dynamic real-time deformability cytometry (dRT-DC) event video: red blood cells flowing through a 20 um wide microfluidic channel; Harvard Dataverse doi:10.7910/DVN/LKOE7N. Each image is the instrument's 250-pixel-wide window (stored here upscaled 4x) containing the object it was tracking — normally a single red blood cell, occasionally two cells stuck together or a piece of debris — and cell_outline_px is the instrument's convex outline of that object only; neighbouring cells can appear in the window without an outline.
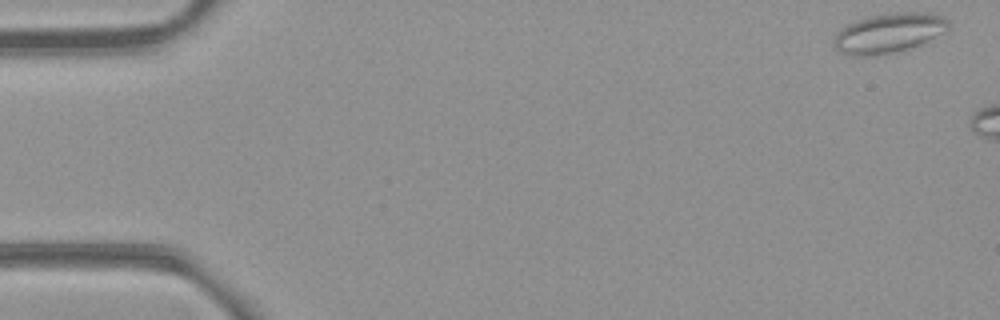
{"species": "common noctule bat (a hibernating species)", "species_latin": "Nyctalus noctula", "temperature_condition": "room temperature", "stored_images_in_passage": 7, "camera_frame_rate_fps": 3000, "um_per_image_px": 0.085, "animal": {"sex": "female", "body_mass_g": 21.9}, "frame": {"image": 1, "passage_image": 1, "time_ms": 0.0, "image_size_px": [1000, 320], "cell_outline_px": [[948, 32], [920, 44], [900, 52], [876, 56], [852, 56], [840, 52], [836, 48], [832, 40], [836, 32], [840, 28], [848, 24], [872, 16], [892, 12], [932, 12], [944, 16], [948, 20]], "centroid_in_image_um": [75.58, 2.82], "position_along_channel_um": 9.4, "area_um2": 26.99}}